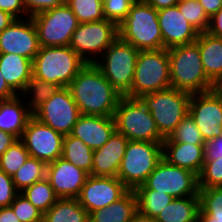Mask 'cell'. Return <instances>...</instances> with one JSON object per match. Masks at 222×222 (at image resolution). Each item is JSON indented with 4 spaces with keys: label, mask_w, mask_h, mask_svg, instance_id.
Masks as SVG:
<instances>
[{
    "label": "cell",
    "mask_w": 222,
    "mask_h": 222,
    "mask_svg": "<svg viewBox=\"0 0 222 222\" xmlns=\"http://www.w3.org/2000/svg\"><path fill=\"white\" fill-rule=\"evenodd\" d=\"M189 114L204 141L222 135V100L212 90L191 94Z\"/></svg>",
    "instance_id": "obj_15"
},
{
    "label": "cell",
    "mask_w": 222,
    "mask_h": 222,
    "mask_svg": "<svg viewBox=\"0 0 222 222\" xmlns=\"http://www.w3.org/2000/svg\"><path fill=\"white\" fill-rule=\"evenodd\" d=\"M10 207L21 222H43V213L22 193H19Z\"/></svg>",
    "instance_id": "obj_40"
},
{
    "label": "cell",
    "mask_w": 222,
    "mask_h": 222,
    "mask_svg": "<svg viewBox=\"0 0 222 222\" xmlns=\"http://www.w3.org/2000/svg\"><path fill=\"white\" fill-rule=\"evenodd\" d=\"M62 157L88 174L93 169V150L70 134L63 138Z\"/></svg>",
    "instance_id": "obj_29"
},
{
    "label": "cell",
    "mask_w": 222,
    "mask_h": 222,
    "mask_svg": "<svg viewBox=\"0 0 222 222\" xmlns=\"http://www.w3.org/2000/svg\"><path fill=\"white\" fill-rule=\"evenodd\" d=\"M79 23L104 20L103 0H66Z\"/></svg>",
    "instance_id": "obj_35"
},
{
    "label": "cell",
    "mask_w": 222,
    "mask_h": 222,
    "mask_svg": "<svg viewBox=\"0 0 222 222\" xmlns=\"http://www.w3.org/2000/svg\"><path fill=\"white\" fill-rule=\"evenodd\" d=\"M177 7L187 22H189L199 33L207 31L209 17L204 12L203 7L198 0L178 2Z\"/></svg>",
    "instance_id": "obj_38"
},
{
    "label": "cell",
    "mask_w": 222,
    "mask_h": 222,
    "mask_svg": "<svg viewBox=\"0 0 222 222\" xmlns=\"http://www.w3.org/2000/svg\"><path fill=\"white\" fill-rule=\"evenodd\" d=\"M118 37L139 51L163 49L158 10L145 0H136L118 25Z\"/></svg>",
    "instance_id": "obj_2"
},
{
    "label": "cell",
    "mask_w": 222,
    "mask_h": 222,
    "mask_svg": "<svg viewBox=\"0 0 222 222\" xmlns=\"http://www.w3.org/2000/svg\"><path fill=\"white\" fill-rule=\"evenodd\" d=\"M137 196L138 212L144 216L156 218L174 197L157 190H134Z\"/></svg>",
    "instance_id": "obj_31"
},
{
    "label": "cell",
    "mask_w": 222,
    "mask_h": 222,
    "mask_svg": "<svg viewBox=\"0 0 222 222\" xmlns=\"http://www.w3.org/2000/svg\"><path fill=\"white\" fill-rule=\"evenodd\" d=\"M128 191L118 177L88 175L77 199L91 213L118 201Z\"/></svg>",
    "instance_id": "obj_16"
},
{
    "label": "cell",
    "mask_w": 222,
    "mask_h": 222,
    "mask_svg": "<svg viewBox=\"0 0 222 222\" xmlns=\"http://www.w3.org/2000/svg\"><path fill=\"white\" fill-rule=\"evenodd\" d=\"M19 193L12 177L0 170V208L10 206Z\"/></svg>",
    "instance_id": "obj_42"
},
{
    "label": "cell",
    "mask_w": 222,
    "mask_h": 222,
    "mask_svg": "<svg viewBox=\"0 0 222 222\" xmlns=\"http://www.w3.org/2000/svg\"><path fill=\"white\" fill-rule=\"evenodd\" d=\"M206 32L211 36L222 39V8L209 18V26Z\"/></svg>",
    "instance_id": "obj_46"
},
{
    "label": "cell",
    "mask_w": 222,
    "mask_h": 222,
    "mask_svg": "<svg viewBox=\"0 0 222 222\" xmlns=\"http://www.w3.org/2000/svg\"><path fill=\"white\" fill-rule=\"evenodd\" d=\"M17 94L8 86L2 73L0 72V100L9 99Z\"/></svg>",
    "instance_id": "obj_50"
},
{
    "label": "cell",
    "mask_w": 222,
    "mask_h": 222,
    "mask_svg": "<svg viewBox=\"0 0 222 222\" xmlns=\"http://www.w3.org/2000/svg\"><path fill=\"white\" fill-rule=\"evenodd\" d=\"M158 21L163 38V48L194 43L199 32L190 25L177 5L158 10Z\"/></svg>",
    "instance_id": "obj_19"
},
{
    "label": "cell",
    "mask_w": 222,
    "mask_h": 222,
    "mask_svg": "<svg viewBox=\"0 0 222 222\" xmlns=\"http://www.w3.org/2000/svg\"><path fill=\"white\" fill-rule=\"evenodd\" d=\"M171 87L167 49L141 50L138 53L131 89L124 95L141 98Z\"/></svg>",
    "instance_id": "obj_5"
},
{
    "label": "cell",
    "mask_w": 222,
    "mask_h": 222,
    "mask_svg": "<svg viewBox=\"0 0 222 222\" xmlns=\"http://www.w3.org/2000/svg\"><path fill=\"white\" fill-rule=\"evenodd\" d=\"M195 42L198 44L207 78L213 83L222 76V39L204 32L199 33Z\"/></svg>",
    "instance_id": "obj_26"
},
{
    "label": "cell",
    "mask_w": 222,
    "mask_h": 222,
    "mask_svg": "<svg viewBox=\"0 0 222 222\" xmlns=\"http://www.w3.org/2000/svg\"><path fill=\"white\" fill-rule=\"evenodd\" d=\"M218 158H222V135L204 143V159L217 160Z\"/></svg>",
    "instance_id": "obj_45"
},
{
    "label": "cell",
    "mask_w": 222,
    "mask_h": 222,
    "mask_svg": "<svg viewBox=\"0 0 222 222\" xmlns=\"http://www.w3.org/2000/svg\"><path fill=\"white\" fill-rule=\"evenodd\" d=\"M199 189L222 187V158L217 160H204L198 175Z\"/></svg>",
    "instance_id": "obj_39"
},
{
    "label": "cell",
    "mask_w": 222,
    "mask_h": 222,
    "mask_svg": "<svg viewBox=\"0 0 222 222\" xmlns=\"http://www.w3.org/2000/svg\"><path fill=\"white\" fill-rule=\"evenodd\" d=\"M26 12L32 17L40 12L61 6L66 0H23Z\"/></svg>",
    "instance_id": "obj_43"
},
{
    "label": "cell",
    "mask_w": 222,
    "mask_h": 222,
    "mask_svg": "<svg viewBox=\"0 0 222 222\" xmlns=\"http://www.w3.org/2000/svg\"><path fill=\"white\" fill-rule=\"evenodd\" d=\"M39 49L38 34L31 17L15 19L0 33V54H16L32 61Z\"/></svg>",
    "instance_id": "obj_17"
},
{
    "label": "cell",
    "mask_w": 222,
    "mask_h": 222,
    "mask_svg": "<svg viewBox=\"0 0 222 222\" xmlns=\"http://www.w3.org/2000/svg\"><path fill=\"white\" fill-rule=\"evenodd\" d=\"M191 94L173 87L143 95L140 99L151 112L160 135L166 139L189 113Z\"/></svg>",
    "instance_id": "obj_7"
},
{
    "label": "cell",
    "mask_w": 222,
    "mask_h": 222,
    "mask_svg": "<svg viewBox=\"0 0 222 222\" xmlns=\"http://www.w3.org/2000/svg\"><path fill=\"white\" fill-rule=\"evenodd\" d=\"M163 142H180L189 144H204L205 141L193 118L188 113L176 126L174 132Z\"/></svg>",
    "instance_id": "obj_37"
},
{
    "label": "cell",
    "mask_w": 222,
    "mask_h": 222,
    "mask_svg": "<svg viewBox=\"0 0 222 222\" xmlns=\"http://www.w3.org/2000/svg\"><path fill=\"white\" fill-rule=\"evenodd\" d=\"M41 123L62 134L69 135L81 113L68 87L59 88L33 112Z\"/></svg>",
    "instance_id": "obj_13"
},
{
    "label": "cell",
    "mask_w": 222,
    "mask_h": 222,
    "mask_svg": "<svg viewBox=\"0 0 222 222\" xmlns=\"http://www.w3.org/2000/svg\"><path fill=\"white\" fill-rule=\"evenodd\" d=\"M14 20L15 18L9 13L0 10V33L4 31Z\"/></svg>",
    "instance_id": "obj_52"
},
{
    "label": "cell",
    "mask_w": 222,
    "mask_h": 222,
    "mask_svg": "<svg viewBox=\"0 0 222 222\" xmlns=\"http://www.w3.org/2000/svg\"><path fill=\"white\" fill-rule=\"evenodd\" d=\"M43 222H89V213L77 198H58L43 214Z\"/></svg>",
    "instance_id": "obj_28"
},
{
    "label": "cell",
    "mask_w": 222,
    "mask_h": 222,
    "mask_svg": "<svg viewBox=\"0 0 222 222\" xmlns=\"http://www.w3.org/2000/svg\"><path fill=\"white\" fill-rule=\"evenodd\" d=\"M199 196L174 198L157 215V222H194L199 216Z\"/></svg>",
    "instance_id": "obj_27"
},
{
    "label": "cell",
    "mask_w": 222,
    "mask_h": 222,
    "mask_svg": "<svg viewBox=\"0 0 222 222\" xmlns=\"http://www.w3.org/2000/svg\"><path fill=\"white\" fill-rule=\"evenodd\" d=\"M118 38V25L111 20L79 23L69 46L86 62L95 63Z\"/></svg>",
    "instance_id": "obj_10"
},
{
    "label": "cell",
    "mask_w": 222,
    "mask_h": 222,
    "mask_svg": "<svg viewBox=\"0 0 222 222\" xmlns=\"http://www.w3.org/2000/svg\"><path fill=\"white\" fill-rule=\"evenodd\" d=\"M31 18L37 30L40 47L69 46L72 34L79 24L66 3Z\"/></svg>",
    "instance_id": "obj_12"
},
{
    "label": "cell",
    "mask_w": 222,
    "mask_h": 222,
    "mask_svg": "<svg viewBox=\"0 0 222 222\" xmlns=\"http://www.w3.org/2000/svg\"><path fill=\"white\" fill-rule=\"evenodd\" d=\"M115 129L131 141L163 143L151 112L140 98L122 96L113 115Z\"/></svg>",
    "instance_id": "obj_6"
},
{
    "label": "cell",
    "mask_w": 222,
    "mask_h": 222,
    "mask_svg": "<svg viewBox=\"0 0 222 222\" xmlns=\"http://www.w3.org/2000/svg\"><path fill=\"white\" fill-rule=\"evenodd\" d=\"M162 158V143L129 140L117 177L129 190H135L145 183Z\"/></svg>",
    "instance_id": "obj_8"
},
{
    "label": "cell",
    "mask_w": 222,
    "mask_h": 222,
    "mask_svg": "<svg viewBox=\"0 0 222 222\" xmlns=\"http://www.w3.org/2000/svg\"><path fill=\"white\" fill-rule=\"evenodd\" d=\"M59 88L57 84L32 76L21 96L25 97L24 100L27 106L33 112L43 102L47 101Z\"/></svg>",
    "instance_id": "obj_34"
},
{
    "label": "cell",
    "mask_w": 222,
    "mask_h": 222,
    "mask_svg": "<svg viewBox=\"0 0 222 222\" xmlns=\"http://www.w3.org/2000/svg\"><path fill=\"white\" fill-rule=\"evenodd\" d=\"M138 53L137 48L118 37L94 63L122 96L131 89Z\"/></svg>",
    "instance_id": "obj_9"
},
{
    "label": "cell",
    "mask_w": 222,
    "mask_h": 222,
    "mask_svg": "<svg viewBox=\"0 0 222 222\" xmlns=\"http://www.w3.org/2000/svg\"><path fill=\"white\" fill-rule=\"evenodd\" d=\"M162 156L170 164L200 174L204 164V144L163 142Z\"/></svg>",
    "instance_id": "obj_22"
},
{
    "label": "cell",
    "mask_w": 222,
    "mask_h": 222,
    "mask_svg": "<svg viewBox=\"0 0 222 222\" xmlns=\"http://www.w3.org/2000/svg\"><path fill=\"white\" fill-rule=\"evenodd\" d=\"M199 215L206 222H222V187L199 189Z\"/></svg>",
    "instance_id": "obj_32"
},
{
    "label": "cell",
    "mask_w": 222,
    "mask_h": 222,
    "mask_svg": "<svg viewBox=\"0 0 222 222\" xmlns=\"http://www.w3.org/2000/svg\"><path fill=\"white\" fill-rule=\"evenodd\" d=\"M86 62L70 47H40L32 60V76L68 87Z\"/></svg>",
    "instance_id": "obj_4"
},
{
    "label": "cell",
    "mask_w": 222,
    "mask_h": 222,
    "mask_svg": "<svg viewBox=\"0 0 222 222\" xmlns=\"http://www.w3.org/2000/svg\"><path fill=\"white\" fill-rule=\"evenodd\" d=\"M156 10L168 8L178 4V0H145Z\"/></svg>",
    "instance_id": "obj_51"
},
{
    "label": "cell",
    "mask_w": 222,
    "mask_h": 222,
    "mask_svg": "<svg viewBox=\"0 0 222 222\" xmlns=\"http://www.w3.org/2000/svg\"><path fill=\"white\" fill-rule=\"evenodd\" d=\"M63 138L62 134L32 116L20 140L24 143L30 157L49 164L62 157Z\"/></svg>",
    "instance_id": "obj_14"
},
{
    "label": "cell",
    "mask_w": 222,
    "mask_h": 222,
    "mask_svg": "<svg viewBox=\"0 0 222 222\" xmlns=\"http://www.w3.org/2000/svg\"><path fill=\"white\" fill-rule=\"evenodd\" d=\"M129 140L116 130L99 149L93 150V169L89 175L117 177Z\"/></svg>",
    "instance_id": "obj_20"
},
{
    "label": "cell",
    "mask_w": 222,
    "mask_h": 222,
    "mask_svg": "<svg viewBox=\"0 0 222 222\" xmlns=\"http://www.w3.org/2000/svg\"><path fill=\"white\" fill-rule=\"evenodd\" d=\"M184 1H190V0H178V2H184Z\"/></svg>",
    "instance_id": "obj_56"
},
{
    "label": "cell",
    "mask_w": 222,
    "mask_h": 222,
    "mask_svg": "<svg viewBox=\"0 0 222 222\" xmlns=\"http://www.w3.org/2000/svg\"><path fill=\"white\" fill-rule=\"evenodd\" d=\"M88 175L63 157L47 164L46 178L58 198H78Z\"/></svg>",
    "instance_id": "obj_18"
},
{
    "label": "cell",
    "mask_w": 222,
    "mask_h": 222,
    "mask_svg": "<svg viewBox=\"0 0 222 222\" xmlns=\"http://www.w3.org/2000/svg\"><path fill=\"white\" fill-rule=\"evenodd\" d=\"M84 115L113 116L122 95L94 64H86L68 86Z\"/></svg>",
    "instance_id": "obj_1"
},
{
    "label": "cell",
    "mask_w": 222,
    "mask_h": 222,
    "mask_svg": "<svg viewBox=\"0 0 222 222\" xmlns=\"http://www.w3.org/2000/svg\"><path fill=\"white\" fill-rule=\"evenodd\" d=\"M130 222H157V221L155 220V218L144 216L137 211V213L132 217Z\"/></svg>",
    "instance_id": "obj_54"
},
{
    "label": "cell",
    "mask_w": 222,
    "mask_h": 222,
    "mask_svg": "<svg viewBox=\"0 0 222 222\" xmlns=\"http://www.w3.org/2000/svg\"><path fill=\"white\" fill-rule=\"evenodd\" d=\"M0 72L8 86L21 95L32 77V61L16 54H0Z\"/></svg>",
    "instance_id": "obj_24"
},
{
    "label": "cell",
    "mask_w": 222,
    "mask_h": 222,
    "mask_svg": "<svg viewBox=\"0 0 222 222\" xmlns=\"http://www.w3.org/2000/svg\"><path fill=\"white\" fill-rule=\"evenodd\" d=\"M137 211V196L129 190L118 201L89 213V222H130Z\"/></svg>",
    "instance_id": "obj_25"
},
{
    "label": "cell",
    "mask_w": 222,
    "mask_h": 222,
    "mask_svg": "<svg viewBox=\"0 0 222 222\" xmlns=\"http://www.w3.org/2000/svg\"><path fill=\"white\" fill-rule=\"evenodd\" d=\"M171 87L190 94L211 90L196 42L167 49Z\"/></svg>",
    "instance_id": "obj_3"
},
{
    "label": "cell",
    "mask_w": 222,
    "mask_h": 222,
    "mask_svg": "<svg viewBox=\"0 0 222 222\" xmlns=\"http://www.w3.org/2000/svg\"><path fill=\"white\" fill-rule=\"evenodd\" d=\"M33 116L24 97L16 95L0 100V129L20 139L28 120Z\"/></svg>",
    "instance_id": "obj_23"
},
{
    "label": "cell",
    "mask_w": 222,
    "mask_h": 222,
    "mask_svg": "<svg viewBox=\"0 0 222 222\" xmlns=\"http://www.w3.org/2000/svg\"><path fill=\"white\" fill-rule=\"evenodd\" d=\"M135 190H157L174 198L199 196L198 175L162 158L145 183Z\"/></svg>",
    "instance_id": "obj_11"
},
{
    "label": "cell",
    "mask_w": 222,
    "mask_h": 222,
    "mask_svg": "<svg viewBox=\"0 0 222 222\" xmlns=\"http://www.w3.org/2000/svg\"><path fill=\"white\" fill-rule=\"evenodd\" d=\"M0 10L9 13L15 19L29 17L23 0H0Z\"/></svg>",
    "instance_id": "obj_44"
},
{
    "label": "cell",
    "mask_w": 222,
    "mask_h": 222,
    "mask_svg": "<svg viewBox=\"0 0 222 222\" xmlns=\"http://www.w3.org/2000/svg\"><path fill=\"white\" fill-rule=\"evenodd\" d=\"M194 222H206L200 215L194 220Z\"/></svg>",
    "instance_id": "obj_55"
},
{
    "label": "cell",
    "mask_w": 222,
    "mask_h": 222,
    "mask_svg": "<svg viewBox=\"0 0 222 222\" xmlns=\"http://www.w3.org/2000/svg\"><path fill=\"white\" fill-rule=\"evenodd\" d=\"M47 164L29 157L12 176L15 188L22 192L26 187L46 178Z\"/></svg>",
    "instance_id": "obj_30"
},
{
    "label": "cell",
    "mask_w": 222,
    "mask_h": 222,
    "mask_svg": "<svg viewBox=\"0 0 222 222\" xmlns=\"http://www.w3.org/2000/svg\"><path fill=\"white\" fill-rule=\"evenodd\" d=\"M136 0H103V15L105 19L119 25L128 15L130 6Z\"/></svg>",
    "instance_id": "obj_41"
},
{
    "label": "cell",
    "mask_w": 222,
    "mask_h": 222,
    "mask_svg": "<svg viewBox=\"0 0 222 222\" xmlns=\"http://www.w3.org/2000/svg\"><path fill=\"white\" fill-rule=\"evenodd\" d=\"M0 222H21L10 206L0 208Z\"/></svg>",
    "instance_id": "obj_49"
},
{
    "label": "cell",
    "mask_w": 222,
    "mask_h": 222,
    "mask_svg": "<svg viewBox=\"0 0 222 222\" xmlns=\"http://www.w3.org/2000/svg\"><path fill=\"white\" fill-rule=\"evenodd\" d=\"M14 135L0 129V156L16 141Z\"/></svg>",
    "instance_id": "obj_48"
},
{
    "label": "cell",
    "mask_w": 222,
    "mask_h": 222,
    "mask_svg": "<svg viewBox=\"0 0 222 222\" xmlns=\"http://www.w3.org/2000/svg\"><path fill=\"white\" fill-rule=\"evenodd\" d=\"M211 90L222 100V76L212 83Z\"/></svg>",
    "instance_id": "obj_53"
},
{
    "label": "cell",
    "mask_w": 222,
    "mask_h": 222,
    "mask_svg": "<svg viewBox=\"0 0 222 222\" xmlns=\"http://www.w3.org/2000/svg\"><path fill=\"white\" fill-rule=\"evenodd\" d=\"M22 193L43 214L57 201L58 197L47 178L26 187Z\"/></svg>",
    "instance_id": "obj_33"
},
{
    "label": "cell",
    "mask_w": 222,
    "mask_h": 222,
    "mask_svg": "<svg viewBox=\"0 0 222 222\" xmlns=\"http://www.w3.org/2000/svg\"><path fill=\"white\" fill-rule=\"evenodd\" d=\"M115 130L113 116L81 114L70 135L81 139L92 150H96L109 140Z\"/></svg>",
    "instance_id": "obj_21"
},
{
    "label": "cell",
    "mask_w": 222,
    "mask_h": 222,
    "mask_svg": "<svg viewBox=\"0 0 222 222\" xmlns=\"http://www.w3.org/2000/svg\"><path fill=\"white\" fill-rule=\"evenodd\" d=\"M204 12L210 18L222 8V0H198Z\"/></svg>",
    "instance_id": "obj_47"
},
{
    "label": "cell",
    "mask_w": 222,
    "mask_h": 222,
    "mask_svg": "<svg viewBox=\"0 0 222 222\" xmlns=\"http://www.w3.org/2000/svg\"><path fill=\"white\" fill-rule=\"evenodd\" d=\"M29 157L24 143L18 139L0 156V170L12 177Z\"/></svg>",
    "instance_id": "obj_36"
}]
</instances>
